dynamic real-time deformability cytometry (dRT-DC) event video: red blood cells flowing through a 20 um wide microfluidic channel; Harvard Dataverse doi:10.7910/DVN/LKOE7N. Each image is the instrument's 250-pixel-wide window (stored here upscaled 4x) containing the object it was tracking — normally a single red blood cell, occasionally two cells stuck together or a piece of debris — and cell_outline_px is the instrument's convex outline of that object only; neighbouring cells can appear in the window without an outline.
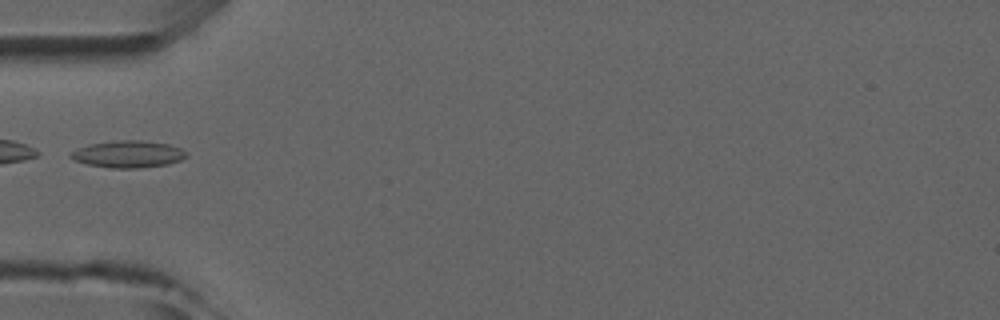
{"species": "common noctule bat (a hibernating species)", "species_latin": "Nyctalus noctula", "temperature_condition": "room temperature", "stored_images_in_passage": 5, "camera_frame_rate_fps": 3000, "um_per_image_px": 0.085, "animal": {"sex": "male", "forearm_length_mm": 52.5}, "frame": {"image": 1, "passage_image": 4, "time_ms": 4.667, "image_size_px": [1000, 320], "cell_outline_px": [[188, 156], [180, 160], [168, 164], [140, 168], [108, 168], [88, 164], [72, 160], [68, 156], [68, 152], [88, 144], [120, 140], [140, 140], [168, 144], [180, 148], [188, 152]], "centroid_in_image_um": [10.86, 13.1], "position_along_channel_um": 74.1, "area_um2": 18.38}}
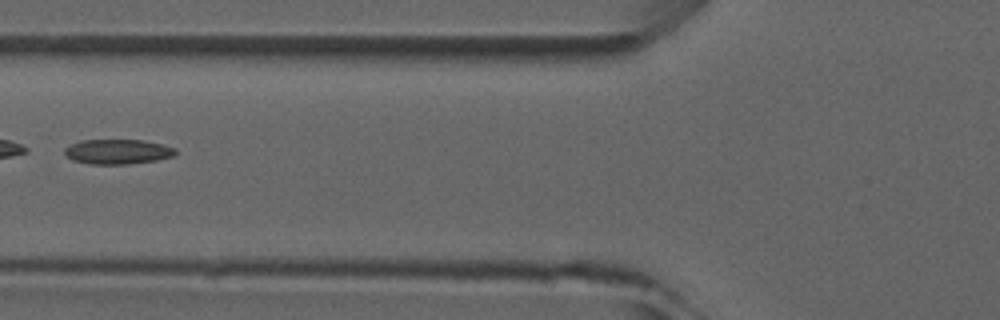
{"frame": {"image": 2, "passage_image": 5, "time_ms": 5.667, "image_size_px": [1000, 320], "cell_outline_px": [[176, 152], [172, 156], [156, 160], [128, 164], [88, 164], [72, 160], [64, 152], [64, 148], [80, 140], [144, 140], [164, 144], [176, 148]], "centroid_in_image_um": [10.0, 12.89], "position_along_channel_um": 115.8, "area_um2": 16.07}}